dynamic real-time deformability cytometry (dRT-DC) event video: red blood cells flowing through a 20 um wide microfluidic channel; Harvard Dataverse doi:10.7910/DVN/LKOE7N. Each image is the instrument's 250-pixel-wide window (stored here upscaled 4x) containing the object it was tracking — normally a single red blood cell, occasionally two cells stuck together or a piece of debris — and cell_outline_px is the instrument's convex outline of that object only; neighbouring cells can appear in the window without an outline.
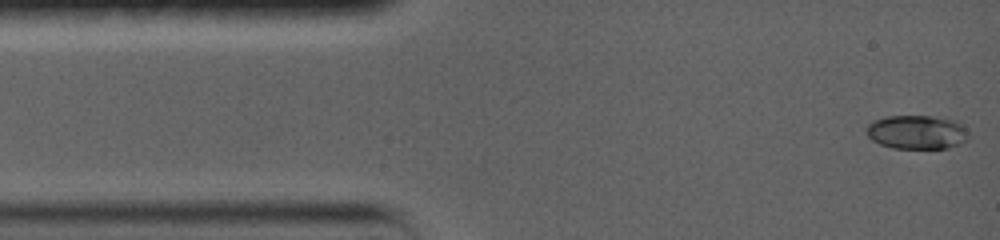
{"species": "common noctule bat (a hibernating species)", "species_latin": "Nyctalus noctula", "temperature_condition": "warm", "stored_images_in_passage": 8, "camera_frame_rate_fps": 5000, "um_per_image_px": 0.085, "animal": {"sex": "female", "body_mass_g": 19.0, "forearm_length_mm": 56.7}, "frame": {"image": 1, "passage_image": 1, "time_ms": 0.0, "image_size_px": [1000, 240], "cell_outline_px": [[968, 140], [960, 144], [948, 148], [892, 148], [880, 144], [872, 140], [868, 136], [868, 124], [876, 120], [888, 116], [928, 116], [952, 120], [960, 124], [968, 132]], "centroid_in_image_um": [77.94, 11.25], "position_along_channel_um": 7.1, "area_um2": 19.88}}
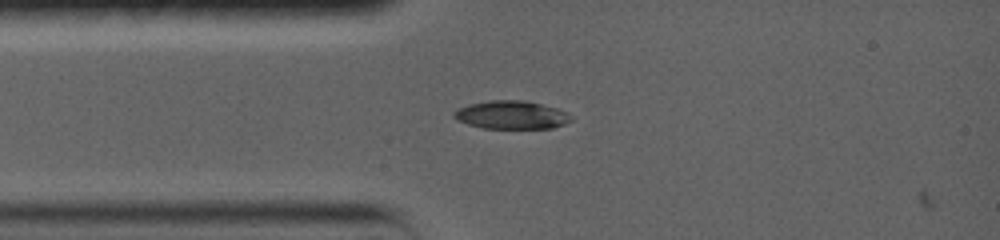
{"frame": {"image": 2, "passage_image": 7, "time_ms": 2.8, "image_size_px": [1000, 240], "cell_outline_px": [[572, 120], [564, 124], [552, 128], [484, 128], [468, 124], [460, 120], [456, 116], [456, 112], [460, 108], [472, 104], [496, 100], [520, 100], [540, 104], [556, 108], [564, 112]], "centroid_in_image_um": [43.52, 9.78], "position_along_channel_um": 41.5, "area_um2": 18.44}}